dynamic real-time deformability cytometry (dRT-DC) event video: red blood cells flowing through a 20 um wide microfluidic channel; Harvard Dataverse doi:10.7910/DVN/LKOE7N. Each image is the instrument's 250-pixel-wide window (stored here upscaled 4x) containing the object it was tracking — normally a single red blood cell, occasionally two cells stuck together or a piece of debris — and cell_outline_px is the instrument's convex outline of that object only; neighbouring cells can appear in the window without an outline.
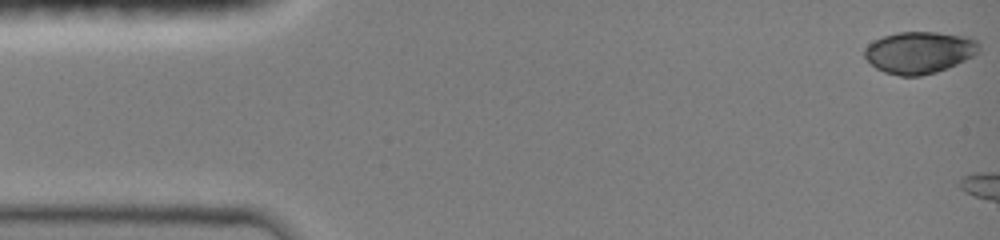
{"species": "common noctule bat (a hibernating species)", "species_latin": "Nyctalus noctula", "temperature_condition": "room temperature", "stored_images_in_passage": 4, "camera_frame_rate_fps": 3000, "um_per_image_px": 0.085, "animal": {"sex": "female", "body_mass_g": 19.0, "forearm_length_mm": 51.5}, "frame": {"image": 1, "passage_image": 1, "time_ms": 0.0, "image_size_px": [1000, 240], "cell_outline_px": [[980, 52], [948, 68], [936, 72], [920, 76], [900, 76], [884, 72], [876, 68], [864, 56], [864, 48], [868, 44], [884, 36], [896, 32], [936, 32], [972, 36], [980, 40]], "centroid_in_image_um": [78.2, 4.44], "position_along_channel_um": 6.8, "area_um2": 28.26}}